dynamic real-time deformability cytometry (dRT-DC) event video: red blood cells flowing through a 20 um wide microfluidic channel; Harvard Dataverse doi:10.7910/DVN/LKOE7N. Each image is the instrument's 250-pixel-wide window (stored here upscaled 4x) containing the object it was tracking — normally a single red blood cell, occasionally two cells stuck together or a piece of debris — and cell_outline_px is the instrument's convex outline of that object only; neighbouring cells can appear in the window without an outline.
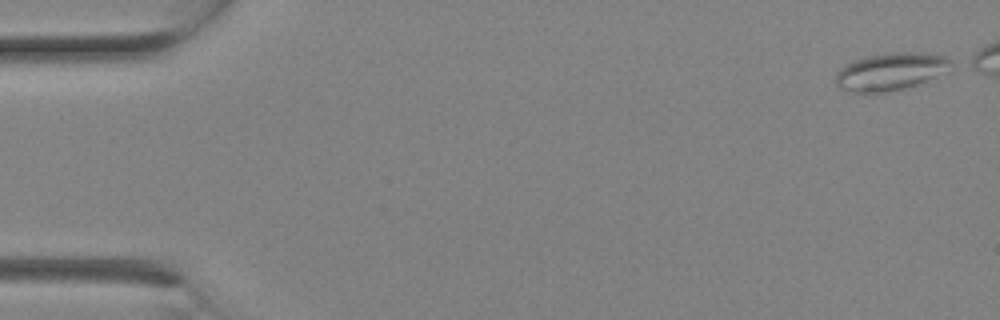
{"species": "Egyptian fruit bat (a non-hibernating species)", "species_latin": "Rousettus aegyptiacus", "temperature_condition": "room temperature", "stored_images_in_passage": 4, "camera_frame_rate_fps": 3000, "um_per_image_px": 0.085, "animal": {"sex": "female"}, "frame": {"image": 1, "passage_image": 4, "time_ms": 1.0, "image_size_px": [1000, 320], "cell_outline_px": [[952, 64], [932, 76], [916, 84], [904, 88], [884, 92], [848, 92], [840, 88], [836, 84], [836, 72], [844, 64], [868, 56], [892, 52], [920, 52], [944, 56], [952, 60]], "centroid_in_image_um": [75.6, 6.07], "position_along_channel_um": 9.4, "area_um2": 24.51}}